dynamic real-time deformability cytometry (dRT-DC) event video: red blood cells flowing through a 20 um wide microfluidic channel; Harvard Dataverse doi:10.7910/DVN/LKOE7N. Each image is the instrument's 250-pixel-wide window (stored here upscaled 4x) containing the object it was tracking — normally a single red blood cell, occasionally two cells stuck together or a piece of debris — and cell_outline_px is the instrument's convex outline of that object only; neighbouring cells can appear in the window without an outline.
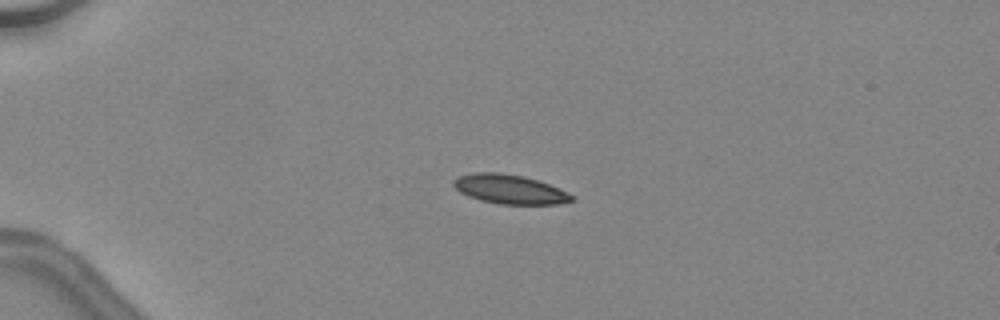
{"species": "common noctule bat (a hibernating species)", "species_latin": "Nyctalus noctula", "temperature_condition": "warm", "stored_images_in_passage": 35, "camera_frame_rate_fps": 3000, "um_per_image_px": 0.085, "animal": {"sex": "female", "body_mass_g": 24.6, "forearm_length_mm": 56.2}, "frame": {"image": 1, "passage_image": 1, "time_ms": 0.0, "image_size_px": [1000, 320], "cell_outline_px": [[576, 200], [560, 204], [500, 204], [480, 200], [468, 196], [460, 192], [452, 184], [452, 180], [460, 176], [472, 172], [496, 172], [524, 176], [548, 184], [568, 192]], "centroid_in_image_um": [43.31, 16.08], "position_along_channel_um": 41.7, "area_um2": 20.11}, "authors_computed_cell_mechanics": {"area_um2": 20.2878, "velocity_mm_per_s": 4.5255, "shape_relaxation_time_tau1_ms": 4.4053, "shape_relaxation_time_tau2_ms": 2.1166, "deformation_change_tau1": 0.1547, "deformation_change_tau2": 0.0849}}